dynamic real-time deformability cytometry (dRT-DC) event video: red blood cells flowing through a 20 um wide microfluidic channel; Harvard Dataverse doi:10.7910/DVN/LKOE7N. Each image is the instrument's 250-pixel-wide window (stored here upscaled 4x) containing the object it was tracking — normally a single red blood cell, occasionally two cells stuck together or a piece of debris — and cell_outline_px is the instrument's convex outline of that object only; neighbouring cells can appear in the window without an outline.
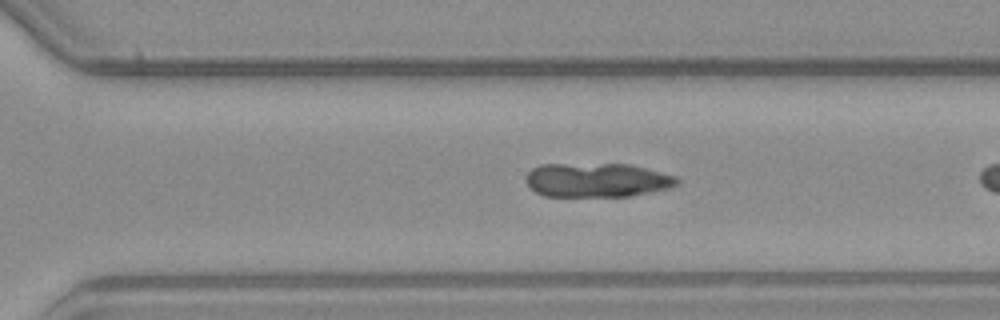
{"species": "common noctule bat (a hibernating species)", "species_latin": "Nyctalus noctula", "temperature_condition": "warm", "stored_images_in_passage": 26, "camera_frame_rate_fps": 3000, "um_per_image_px": 0.085, "animal": {"sex": "male", "body_mass_g": 23.1, "forearm_length_mm": 52.7}, "frame": {"image": 1, "passage_image": 21, "time_ms": 6.667, "image_size_px": [1000, 320], "cell_outline_px": [[680, 184], [668, 188], [652, 192], [632, 196], [544, 196], [536, 192], [524, 180], [524, 176], [532, 168], [540, 164], [628, 164], [676, 176], [680, 180]], "centroid_in_image_um": [50.73, 15.31], "position_along_channel_um": 319.9, "area_um2": 30.17}}